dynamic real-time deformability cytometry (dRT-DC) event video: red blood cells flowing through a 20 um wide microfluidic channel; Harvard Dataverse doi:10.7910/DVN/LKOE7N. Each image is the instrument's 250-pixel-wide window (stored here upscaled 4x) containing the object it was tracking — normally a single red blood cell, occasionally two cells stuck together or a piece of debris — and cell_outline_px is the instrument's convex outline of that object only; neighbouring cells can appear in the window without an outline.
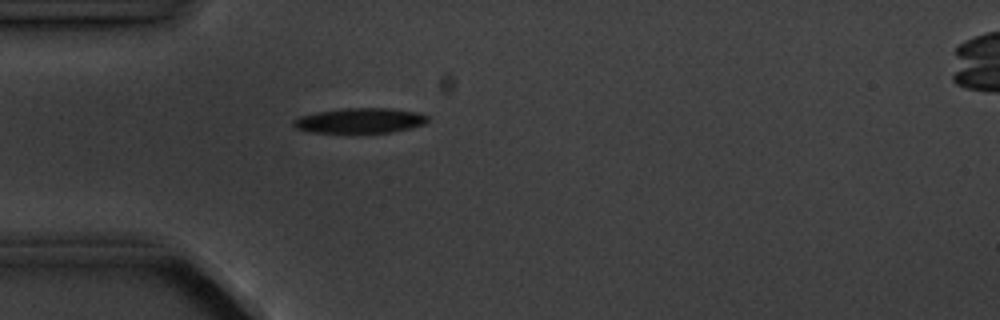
{"species": "common noctule bat (a hibernating species)", "species_latin": "Nyctalus noctula", "temperature_condition": "cold", "stored_images_in_passage": 1, "camera_frame_rate_fps": 3000, "um_per_image_px": 0.085, "animal": {"sex": "male", "body_mass_g": 20.1, "forearm_length_mm": 53.5}, "frame": {"image": 1, "passage_image": 1, "time_ms": 0.0, "image_size_px": [1000, 320], "cell_outline_px": [[428, 120], [424, 124], [412, 128], [392, 132], [308, 132], [296, 128], [292, 124], [292, 120], [300, 116], [316, 112], [344, 108], [392, 108], [420, 112], [428, 116]], "centroid_in_image_um": [30.62, 10.24], "position_along_channel_um": 54.4, "area_um2": 19.71}}